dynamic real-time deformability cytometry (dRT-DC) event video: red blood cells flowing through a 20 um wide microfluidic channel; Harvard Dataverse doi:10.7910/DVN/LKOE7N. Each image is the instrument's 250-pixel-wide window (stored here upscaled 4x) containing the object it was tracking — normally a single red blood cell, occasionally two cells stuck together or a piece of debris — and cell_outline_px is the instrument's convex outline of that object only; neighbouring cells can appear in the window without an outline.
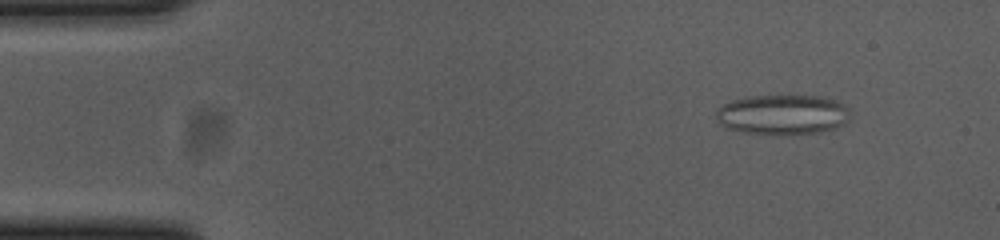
{"species": "common noctule bat (a hibernating species)", "species_latin": "Nyctalus noctula", "temperature_condition": "cold", "stored_images_in_passage": 49, "camera_frame_rate_fps": 3000, "um_per_image_px": 0.085, "animal": {"sex": "female", "body_mass_g": 23.0, "forearm_length_mm": 53.4}, "frame": {"image": 1, "passage_image": 6, "time_ms": 1.667, "image_size_px": [1000, 240], "cell_outline_px": [[848, 120], [844, 124], [820, 132], [784, 136], [744, 132], [724, 128], [716, 120], [716, 112], [720, 104], [732, 100], [748, 96], [820, 96], [844, 104], [848, 108]], "centroid_in_image_um": [66.46, 9.76], "position_along_channel_um": 18.5, "area_um2": 31.62}}
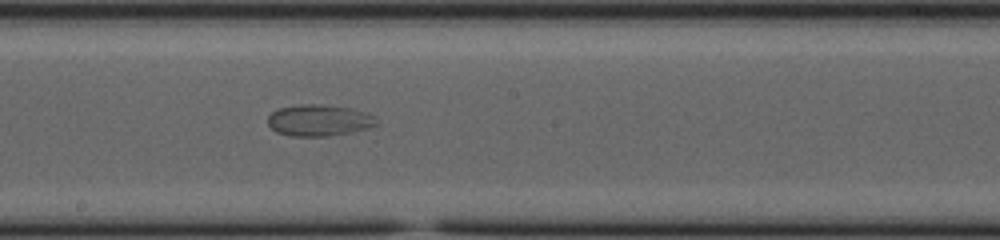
{"frame": {"image": 2, "passage_image": 30, "time_ms": 9.667, "image_size_px": [1000, 240], "cell_outline_px": [[376, 124], [368, 128], [328, 136], [292, 136], [276, 132], [268, 124], [268, 116], [276, 108], [300, 104], [320, 104], [352, 108], [364, 112], [372, 116]], "centroid_in_image_um": [27.04, 10.21], "position_along_channel_um": 221.2, "area_um2": 19.71}}
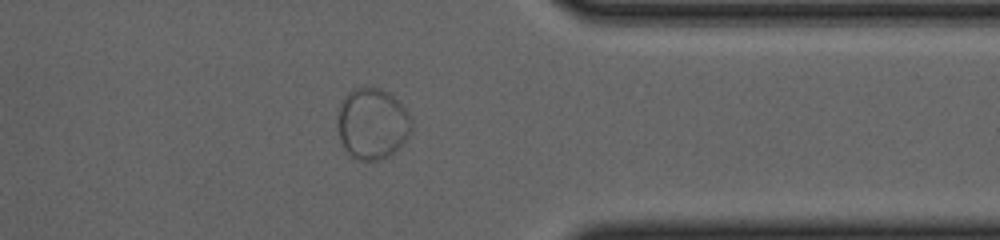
{"frame": {"image": 3, "passage_image": 44, "time_ms": 14.333, "image_size_px": [1000, 240], "cell_outline_px": [[412, 128], [408, 136], [388, 156], [380, 160], [364, 164], [356, 160], [344, 148], [340, 140], [336, 120], [340, 104], [344, 96], [352, 88], [380, 88], [388, 92], [408, 112], [412, 120]], "centroid_in_image_um": [31.6, 10.54], "position_along_channel_um": 379.8, "area_um2": 30.87}}